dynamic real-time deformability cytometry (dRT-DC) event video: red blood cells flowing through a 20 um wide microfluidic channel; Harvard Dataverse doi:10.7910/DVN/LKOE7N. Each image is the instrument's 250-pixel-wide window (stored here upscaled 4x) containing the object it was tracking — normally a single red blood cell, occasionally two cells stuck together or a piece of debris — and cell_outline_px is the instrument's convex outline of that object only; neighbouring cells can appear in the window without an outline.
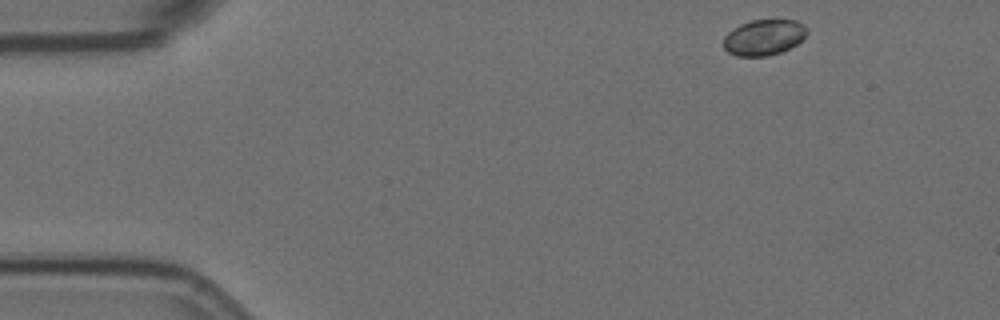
{"species": "Egyptian fruit bat (a non-hibernating species)", "species_latin": "Rousettus aegyptiacus", "temperature_condition": "room temperature", "stored_images_in_passage": 11, "camera_frame_rate_fps": 3000, "um_per_image_px": 0.085, "animal": {"sex": "female"}, "frame": {"image": 1, "passage_image": 1, "time_ms": 0.0, "image_size_px": [1000, 320], "cell_outline_px": [[808, 32], [796, 44], [780, 52], [768, 56], [736, 56], [728, 52], [724, 48], [724, 36], [732, 28], [740, 24], [752, 20], [796, 20], [804, 24], [808, 28]], "centroid_in_image_um": [64.92, 3.17], "position_along_channel_um": 20.1, "area_um2": 17.4}}
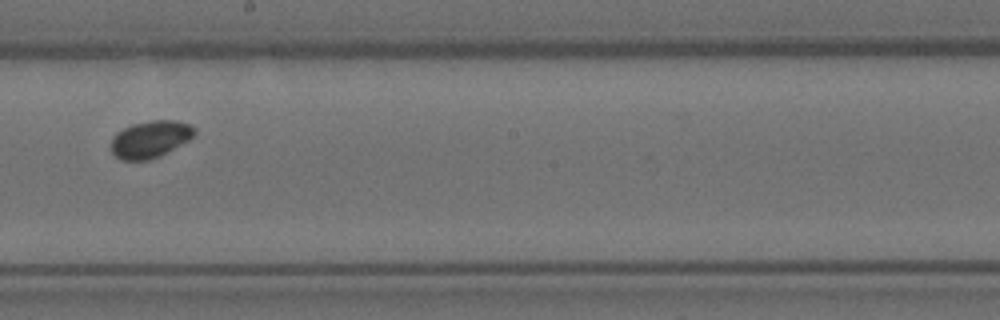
{"frame": {"image": 2, "passage_image": 7, "time_ms": 2.0, "image_size_px": [1000, 320], "cell_outline_px": [[196, 132], [188, 140], [160, 156], [148, 160], [120, 160], [112, 152], [112, 136], [116, 132], [132, 124], [152, 120], [176, 120], [188, 124], [196, 128]], "centroid_in_image_um": [12.76, 11.83], "position_along_channel_um": 235.4, "area_um2": 17.92}}
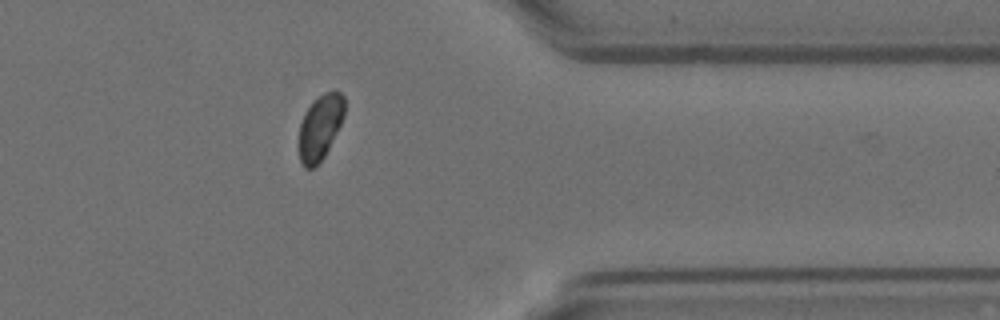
{"frame": {"image": 3, "passage_image": 11, "time_ms": 3.333, "image_size_px": [1000, 320], "cell_outline_px": [[344, 116], [324, 156], [312, 168], [304, 168], [300, 160], [300, 124], [304, 112], [324, 92], [340, 92], [344, 96]], "centroid_in_image_um": [27.21, 10.81], "position_along_channel_um": 384.2, "area_um2": 16.65}}